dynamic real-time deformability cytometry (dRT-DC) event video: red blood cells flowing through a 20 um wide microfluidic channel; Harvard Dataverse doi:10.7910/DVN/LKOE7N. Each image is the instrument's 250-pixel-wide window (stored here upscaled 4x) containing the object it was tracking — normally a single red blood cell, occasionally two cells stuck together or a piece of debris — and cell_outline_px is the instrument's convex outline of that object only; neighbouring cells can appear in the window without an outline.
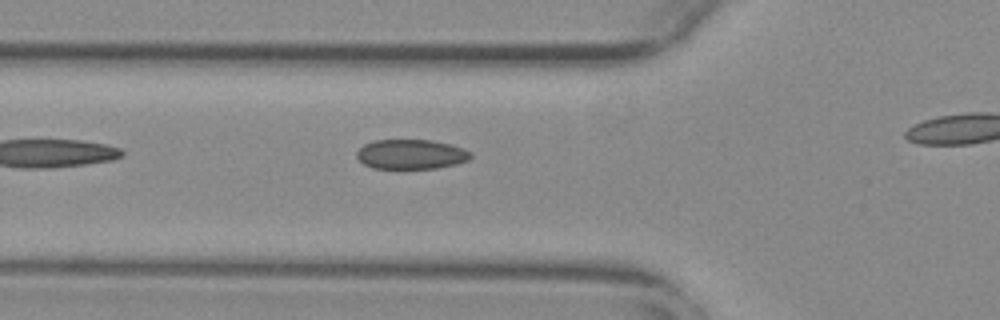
{"species": "common noctule bat (a hibernating species)", "species_latin": "Nyctalus noctula", "temperature_condition": "warm", "stored_images_in_passage": 28, "camera_frame_rate_fps": 3000, "um_per_image_px": 0.085, "animal": {"sex": "female", "body_mass_g": 29.2, "forearm_length_mm": 56.3}, "frame": {"image": 1, "passage_image": 3, "time_ms": 0.667, "image_size_px": [1000, 320], "cell_outline_px": [[472, 156], [468, 160], [456, 164], [436, 168], [372, 168], [364, 164], [356, 156], [356, 152], [364, 144], [372, 140], [432, 140], [452, 144], [464, 148], [472, 152]], "centroid_in_image_um": [34.96, 13.1], "position_along_channel_um": 90.8, "area_um2": 19.83}}
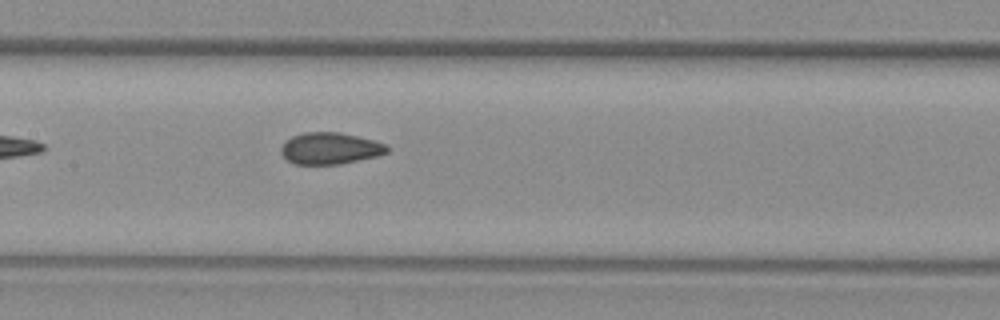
{"frame": {"image": 2, "passage_image": 10, "time_ms": 3.0, "image_size_px": [1000, 320], "cell_outline_px": [[388, 152], [376, 156], [340, 164], [296, 164], [288, 160], [280, 152], [280, 148], [292, 136], [304, 132], [340, 132], [388, 144]], "centroid_in_image_um": [28.06, 12.61], "position_along_channel_um": 179.3, "area_um2": 19.36}}
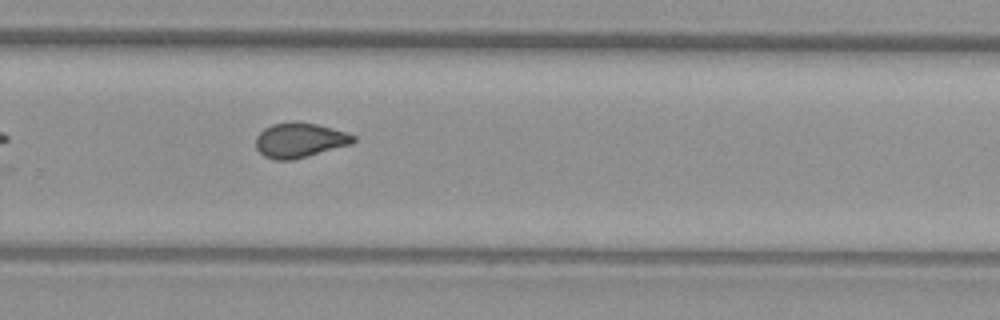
{"frame": {"image": 3, "passage_image": 20, "time_ms": 6.333, "image_size_px": [1000, 320], "cell_outline_px": [[356, 140], [352, 144], [292, 160], [276, 160], [264, 156], [256, 148], [256, 136], [264, 128], [272, 124], [292, 120], [296, 120], [316, 124], [332, 128], [356, 136]], "centroid_in_image_um": [25.46, 11.9], "position_along_channel_um": 304.3, "area_um2": 19.88}, "authors_computed_cell_mechanics": {"area_um2": 19.7965, "velocity_mm_per_s": 3.7638, "shape_relaxation_time_tau1_ms": null, "shape_relaxation_time_tau2_ms": 1.2454, "deformation_change_tau1": null, "deformation_change_tau2": 0.0609}}